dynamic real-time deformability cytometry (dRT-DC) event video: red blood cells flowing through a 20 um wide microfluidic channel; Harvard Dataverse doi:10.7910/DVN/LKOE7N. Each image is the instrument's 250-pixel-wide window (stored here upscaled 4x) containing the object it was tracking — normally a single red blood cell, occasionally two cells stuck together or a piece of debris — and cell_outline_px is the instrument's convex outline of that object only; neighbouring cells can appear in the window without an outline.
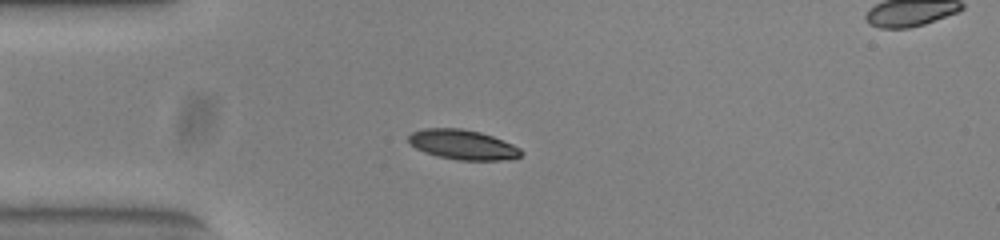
{"species": "common noctule bat (a hibernating species)", "species_latin": "Nyctalus noctula", "temperature_condition": "warm", "stored_images_in_passage": 54, "camera_frame_rate_fps": 3000, "um_per_image_px": 0.085, "animal": {"sex": "female", "body_mass_g": 23.0, "forearm_length_mm": 53.4}, "frame": {"image": 1, "passage_image": 14, "time_ms": 4.333, "image_size_px": [1000, 240], "cell_outline_px": [[524, 152], [520, 156], [500, 160], [460, 160], [436, 156], [424, 152], [416, 148], [408, 140], [408, 136], [412, 132], [424, 128], [460, 128], [480, 132], [492, 136], [512, 144], [520, 148]], "centroid_in_image_um": [39.32, 12.29], "position_along_channel_um": 45.7, "area_um2": 19.42}}
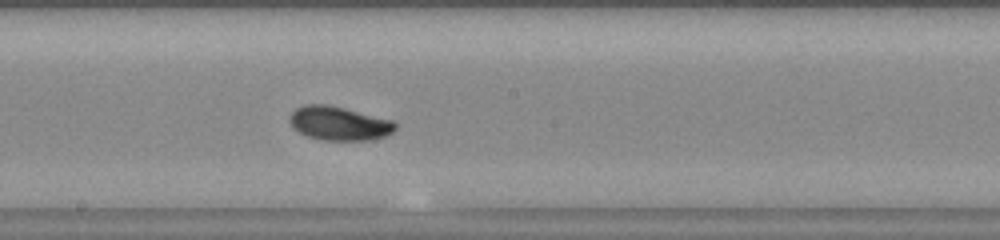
{"frame": {"image": 2, "passage_image": 29, "time_ms": 9.333, "image_size_px": [1000, 240], "cell_outline_px": [[396, 128], [392, 132], [384, 136], [372, 140], [320, 140], [308, 136], [300, 132], [288, 120], [288, 116], [296, 108], [304, 104], [328, 104], [392, 120], [396, 124]], "centroid_in_image_um": [28.81, 10.48], "position_along_channel_um": 219.4, "area_um2": 20.75}}
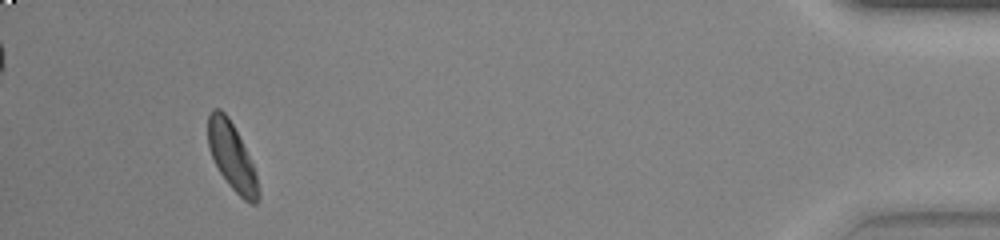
{"frame": {"image": 3, "passage_image": 50, "time_ms": 16.333, "image_size_px": [1000, 240], "cell_outline_px": [[260, 196], [256, 204], [252, 204], [244, 200], [228, 184], [220, 172], [212, 156], [208, 144], [208, 112], [212, 108], [220, 108], [228, 116], [256, 172], [260, 192]], "centroid_in_image_um": [19.71, 13.31], "position_along_channel_um": 415.5, "area_um2": 19.36}, "authors_computed_cell_mechanics": {"area_um2": 19.7387, "velocity_mm_per_s": 3.8191, "shape_relaxation_time_tau1_ms": 2.4609, "shape_relaxation_time_tau2_ms": 8.7771, "deformation_change_tau1": 0.1062, "deformation_change_tau2": 0.131}}